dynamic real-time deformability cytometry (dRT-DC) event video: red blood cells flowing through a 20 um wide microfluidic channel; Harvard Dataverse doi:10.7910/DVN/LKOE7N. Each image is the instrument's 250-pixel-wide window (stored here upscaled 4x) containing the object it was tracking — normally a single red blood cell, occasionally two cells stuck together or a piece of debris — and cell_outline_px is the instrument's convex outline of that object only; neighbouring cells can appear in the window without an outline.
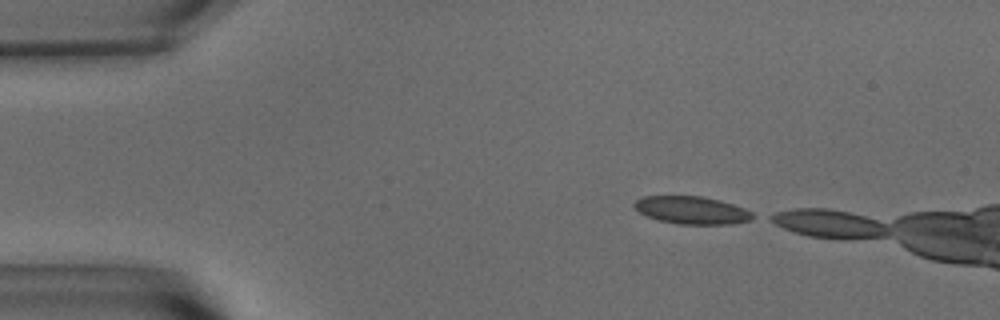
{"species": "common noctule bat (a hibernating species)", "species_latin": "Nyctalus noctula", "temperature_condition": "warm", "stored_images_in_passage": 6, "camera_frame_rate_fps": 3000, "um_per_image_px": 0.085, "animal": {"sex": "male", "body_mass_g": 15.6}, "frame": {"image": 1, "passage_image": 1, "time_ms": 0.0, "image_size_px": [1000, 320], "cell_outline_px": [[760, 216], [752, 220], [732, 224], [676, 224], [660, 220], [648, 216], [640, 212], [632, 204], [636, 200], [644, 196], [700, 196], [720, 200], [744, 208]], "centroid_in_image_um": [58.87, 17.87], "position_along_channel_um": 26.1, "area_um2": 19.19}}